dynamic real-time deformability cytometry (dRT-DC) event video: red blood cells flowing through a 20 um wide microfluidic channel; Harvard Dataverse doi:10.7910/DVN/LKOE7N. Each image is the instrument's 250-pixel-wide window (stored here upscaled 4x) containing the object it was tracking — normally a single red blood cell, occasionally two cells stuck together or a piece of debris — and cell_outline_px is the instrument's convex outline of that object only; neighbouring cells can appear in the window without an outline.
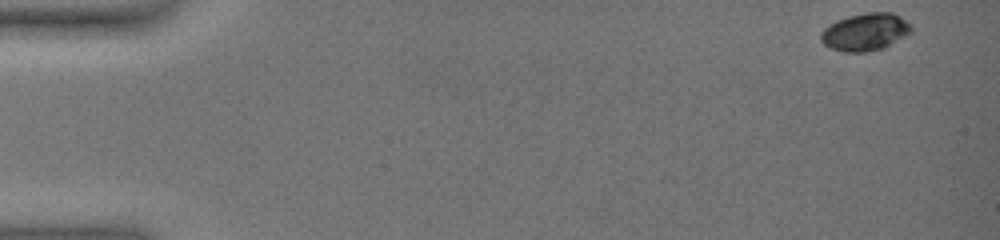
{"species": "common noctule bat (a hibernating species)", "species_latin": "Nyctalus noctula", "temperature_condition": "warm", "stored_images_in_passage": 10, "camera_frame_rate_fps": 3000, "um_per_image_px": 0.085, "animal": {"sex": "female", "body_mass_g": 19.0, "forearm_length_mm": 51.5}, "frame": {"image": 1, "passage_image": 1, "time_ms": 0.0, "image_size_px": [1000, 240], "cell_outline_px": [[912, 32], [884, 48], [868, 52], [840, 52], [828, 48], [820, 40], [820, 32], [828, 24], [836, 20], [848, 16], [868, 12], [892, 12], [900, 16], [912, 24]], "centroid_in_image_um": [73.53, 2.72], "position_along_channel_um": 11.5, "area_um2": 20.17}}